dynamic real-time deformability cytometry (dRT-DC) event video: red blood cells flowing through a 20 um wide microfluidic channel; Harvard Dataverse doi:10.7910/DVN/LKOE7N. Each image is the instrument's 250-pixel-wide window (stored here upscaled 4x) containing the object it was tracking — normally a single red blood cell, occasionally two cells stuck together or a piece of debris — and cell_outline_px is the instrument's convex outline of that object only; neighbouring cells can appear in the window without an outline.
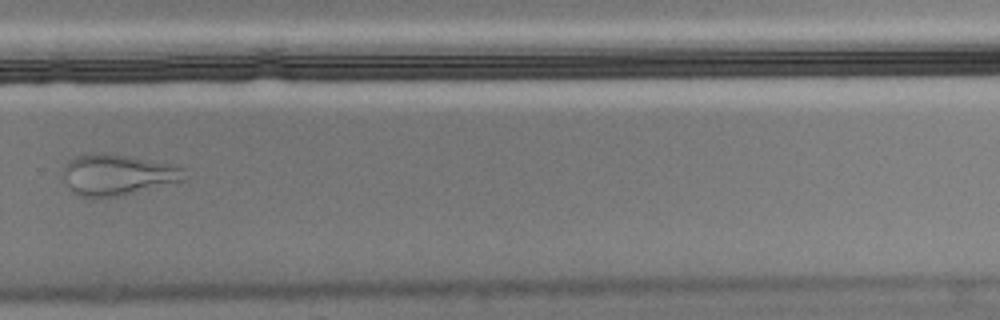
{"species": "Egyptian fruit bat (a non-hibernating species)", "species_latin": "Rousettus aegyptiacus", "temperature_condition": "cold", "stored_images_in_passage": 14, "camera_frame_rate_fps": 3000, "um_per_image_px": 0.085, "animal": {"sex": "male"}, "frame": {"image": 1, "passage_image": 10, "time_ms": 3.0, "image_size_px": [1000, 320], "cell_outline_px": [[184, 180], [116, 196], [76, 196], [72, 192], [64, 180], [64, 164], [68, 160], [76, 156], [96, 152], [128, 156], [176, 164], [184, 168]], "centroid_in_image_um": [9.96, 14.83], "position_along_channel_um": 319.8, "area_um2": 28.61}}